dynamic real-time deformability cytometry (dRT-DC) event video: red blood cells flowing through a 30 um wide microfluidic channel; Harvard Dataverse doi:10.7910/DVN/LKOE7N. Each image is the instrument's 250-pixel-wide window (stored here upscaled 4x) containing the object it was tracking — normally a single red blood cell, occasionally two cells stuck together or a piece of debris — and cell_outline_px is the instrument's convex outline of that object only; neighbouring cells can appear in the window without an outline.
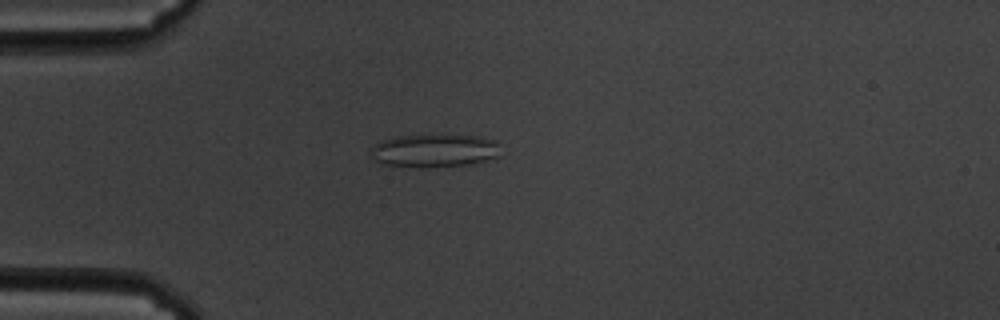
{"species": "common noctule bat (a hibernating species)", "species_latin": "Nyctalus noctula", "temperature_condition": "cold", "stored_images_in_passage": 58, "camera_frame_rate_fps": 3000, "um_per_image_px": 0.085, "animal": {"sex": "male", "body_mass_g": 19.5, "forearm_length_mm": 54.6}, "frame": {"image": 1, "passage_image": 15, "time_ms": 4.667, "image_size_px": [1000, 320], "cell_outline_px": [[500, 156], [468, 164], [428, 168], [420, 168], [384, 164], [368, 156], [368, 148], [380, 140], [396, 136], [476, 136], [496, 140], [500, 144]], "centroid_in_image_um": [36.86, 12.82], "position_along_channel_um": 48.1, "area_um2": 25.26}}
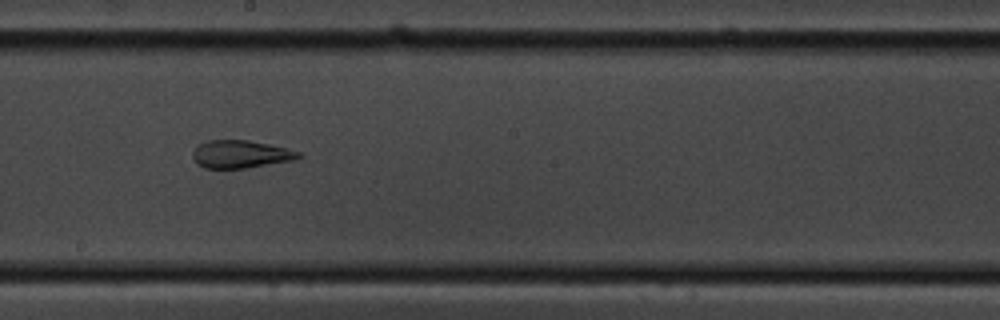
{"frame": {"image": 2, "passage_image": 32, "time_ms": 10.333, "image_size_px": [1000, 320], "cell_outline_px": [[304, 156], [292, 160], [244, 168], [204, 168], [196, 164], [192, 156], [192, 152], [200, 144], [208, 140], [248, 140], [268, 144], [300, 152]], "centroid_in_image_um": [20.42, 13.11], "position_along_channel_um": 227.8, "area_um2": 16.94}}
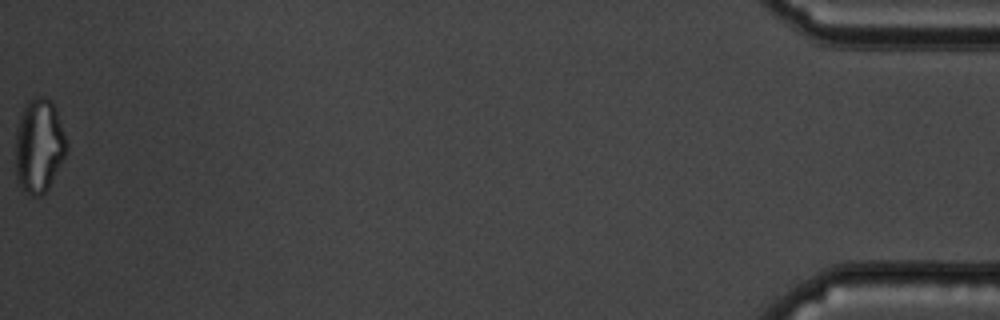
{"frame": {"image": 3, "passage_image": 58, "time_ms": 19.0, "image_size_px": [1000, 320], "cell_outline_px": [[68, 148], [48, 188], [40, 196], [32, 196], [24, 192], [16, 180], [16, 128], [24, 104], [32, 96], [44, 96], [52, 100], [68, 144]], "centroid_in_image_um": [3.29, 12.36], "position_along_channel_um": 431.9, "area_um2": 28.09}, "authors_computed_cell_mechanics": {"area_um2": 24.7384, "velocity_mm_per_s": 3.4449, "shape_relaxation_time_tau1_ms": null, "shape_relaxation_time_tau2_ms": 2.274, "deformation_change_tau1": null, "deformation_change_tau2": 0.1138}}